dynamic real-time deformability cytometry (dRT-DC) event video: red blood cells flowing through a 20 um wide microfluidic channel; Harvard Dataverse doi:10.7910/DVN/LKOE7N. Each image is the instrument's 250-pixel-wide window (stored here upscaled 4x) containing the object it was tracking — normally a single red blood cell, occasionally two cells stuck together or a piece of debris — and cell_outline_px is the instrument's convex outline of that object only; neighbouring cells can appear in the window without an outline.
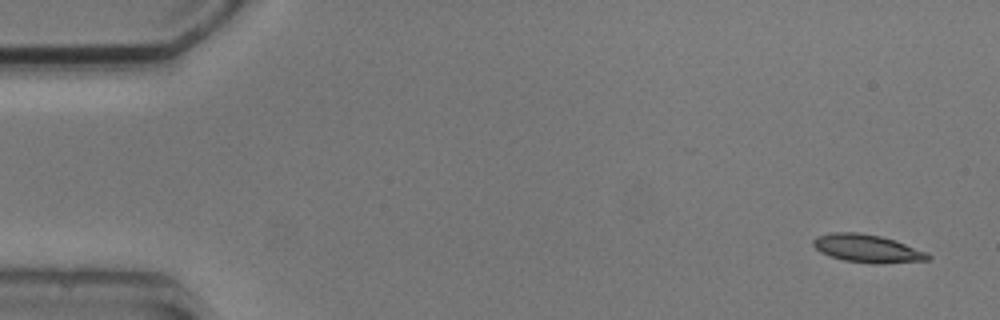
{"species": "common noctule bat (a hibernating species)", "species_latin": "Nyctalus noctula", "temperature_condition": "cold", "stored_images_in_passage": 4, "camera_frame_rate_fps": 3000, "um_per_image_px": 0.085, "animal": {"sex": "male", "body_mass_g": 20.5, "forearm_length_mm": 52.5}, "frame": {"image": 1, "passage_image": 1, "time_ms": 0.0, "image_size_px": [1000, 320], "cell_outline_px": [[932, 256], [928, 260], [876, 264], [872, 264], [844, 260], [828, 256], [820, 252], [812, 244], [812, 240], [816, 236], [832, 232], [860, 232], [880, 236], [896, 240], [928, 252]], "centroid_in_image_um": [73.72, 21.12], "position_along_channel_um": 11.3, "area_um2": 18.96}}
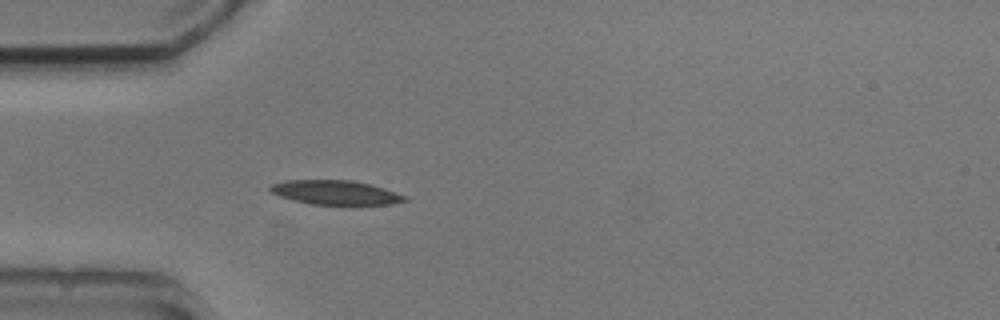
{"frame": {"image": 2, "passage_image": 4, "time_ms": 4.333, "image_size_px": [1000, 320], "cell_outline_px": [[408, 200], [392, 204], [312, 204], [292, 200], [280, 196], [272, 192], [268, 188], [268, 184], [284, 180], [352, 180], [372, 184], [384, 188], [404, 196]], "centroid_in_image_um": [28.46, 16.34], "position_along_channel_um": 56.5, "area_um2": 18.96}}